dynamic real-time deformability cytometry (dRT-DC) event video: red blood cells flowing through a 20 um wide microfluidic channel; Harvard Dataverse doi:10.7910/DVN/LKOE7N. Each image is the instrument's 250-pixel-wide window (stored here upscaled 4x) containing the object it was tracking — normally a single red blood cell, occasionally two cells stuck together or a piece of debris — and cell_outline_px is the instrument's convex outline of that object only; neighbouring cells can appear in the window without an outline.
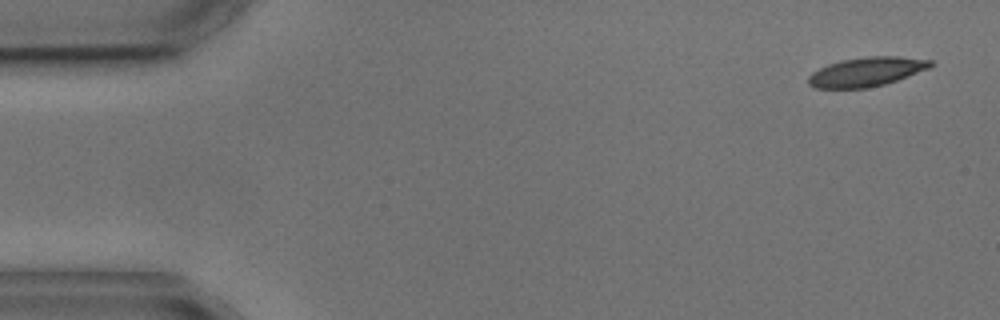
{"species": "common noctule bat (a hibernating species)", "species_latin": "Nyctalus noctula", "temperature_condition": "cold", "stored_images_in_passage": 4, "camera_frame_rate_fps": 3000, "um_per_image_px": 0.085, "animal": {"sex": "male", "body_mass_g": 17.9, "forearm_length_mm": 54.2}, "frame": {"image": 1, "passage_image": 1, "time_ms": 0.0, "image_size_px": [1000, 320], "cell_outline_px": [[936, 64], [928, 68], [896, 80], [884, 84], [864, 88], [816, 88], [808, 84], [808, 76], [812, 72], [828, 64], [844, 60], [868, 56], [900, 56], [932, 60]], "centroid_in_image_um": [73.65, 6.09], "position_along_channel_um": 11.3, "area_um2": 20.58}}
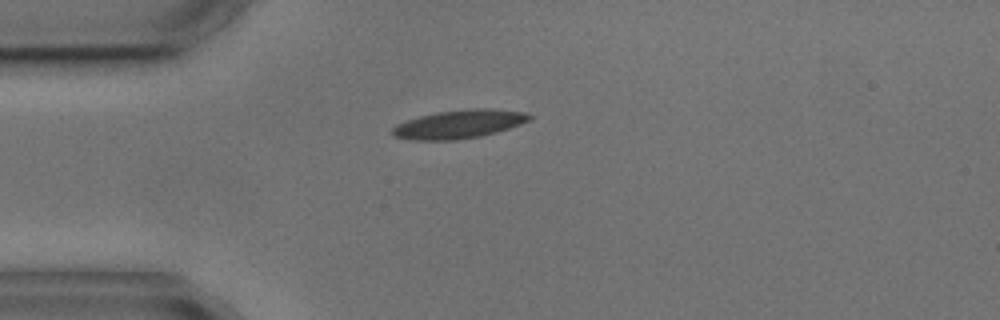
{"frame": {"image": 2, "passage_image": 4, "time_ms": 3.667, "image_size_px": [1000, 320], "cell_outline_px": [[532, 116], [528, 120], [520, 124], [496, 132], [480, 136], [456, 140], [408, 140], [392, 136], [392, 128], [396, 124], [420, 116], [440, 112], [472, 108], [492, 108], [524, 112]], "centroid_in_image_um": [38.98, 10.56], "position_along_channel_um": 46.0, "area_um2": 22.6}}